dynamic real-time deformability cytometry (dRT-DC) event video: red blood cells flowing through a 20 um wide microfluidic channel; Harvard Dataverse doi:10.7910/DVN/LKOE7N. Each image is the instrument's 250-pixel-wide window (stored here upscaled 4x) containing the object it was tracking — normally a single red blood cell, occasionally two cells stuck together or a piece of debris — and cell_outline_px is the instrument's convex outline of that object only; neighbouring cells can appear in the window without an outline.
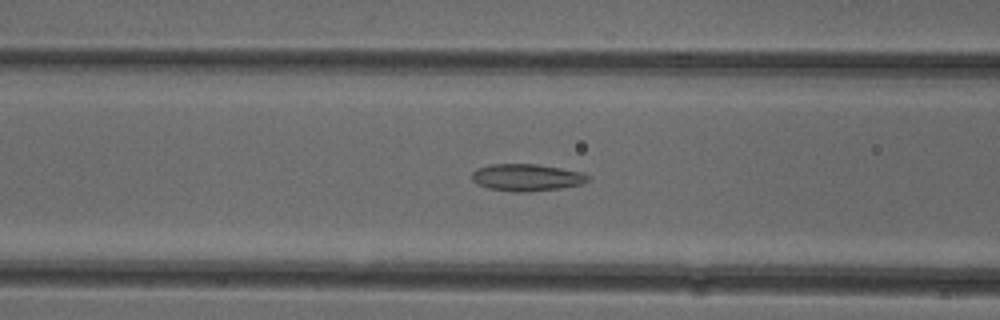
{"species": "common noctule bat (a hibernating species)", "species_latin": "Nyctalus noctula", "temperature_condition": "cold", "stored_images_in_passage": 38, "camera_frame_rate_fps": 3000, "um_per_image_px": 0.085, "animal": {"sex": "female"}, "frame": {"image": 1, "passage_image": 7, "time_ms": 2.0, "image_size_px": [1000, 320], "cell_outline_px": [[592, 180], [580, 184], [560, 188], [528, 192], [516, 192], [488, 188], [476, 184], [472, 180], [472, 172], [476, 168], [492, 164], [540, 164], [580, 172], [592, 176]], "centroid_in_image_um": [44.77, 15.08], "position_along_channel_um": 121.8, "area_um2": 18.44}}
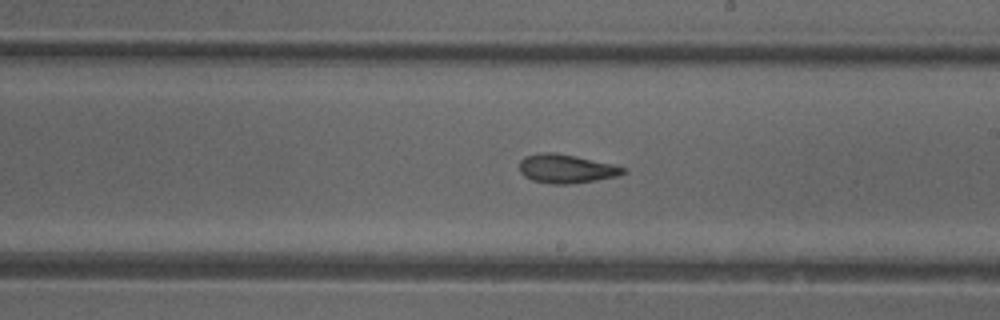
{"frame": {"image": 2, "passage_image": 16, "time_ms": 5.0, "image_size_px": [1000, 320], "cell_outline_px": [[628, 172], [616, 176], [596, 180], [568, 184], [552, 184], [532, 180], [524, 176], [520, 172], [520, 160], [524, 156], [544, 152], [556, 152], [576, 156], [612, 164], [628, 168]], "centroid_in_image_um": [48.14, 14.33], "position_along_channel_um": 240.9, "area_um2": 17.46}}
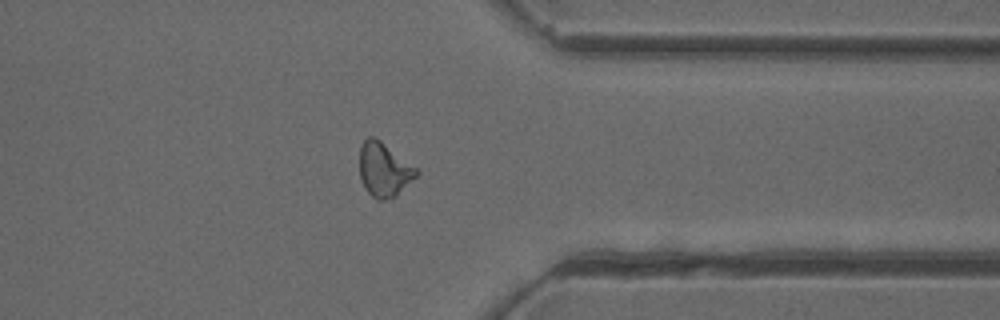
{"frame": {"image": 3, "passage_image": 27, "time_ms": 8.667, "image_size_px": [1000, 320], "cell_outline_px": [[420, 172], [396, 196], [384, 200], [376, 200], [364, 188], [360, 180], [360, 148], [364, 140], [368, 136], [372, 136], [380, 140], [420, 168]], "centroid_in_image_um": [32.67, 14.41], "position_along_channel_um": 378.7, "area_um2": 18.21}, "authors_computed_cell_mechanics": {"area_um2": 17.6579, "velocity_mm_per_s": 3.961, "shape_relaxation_time_tau1_ms": 10.7999, "shape_relaxation_time_tau2_ms": 2.3459, "deformation_change_tau1": 0.2121, "deformation_change_tau2": 0.0944}}